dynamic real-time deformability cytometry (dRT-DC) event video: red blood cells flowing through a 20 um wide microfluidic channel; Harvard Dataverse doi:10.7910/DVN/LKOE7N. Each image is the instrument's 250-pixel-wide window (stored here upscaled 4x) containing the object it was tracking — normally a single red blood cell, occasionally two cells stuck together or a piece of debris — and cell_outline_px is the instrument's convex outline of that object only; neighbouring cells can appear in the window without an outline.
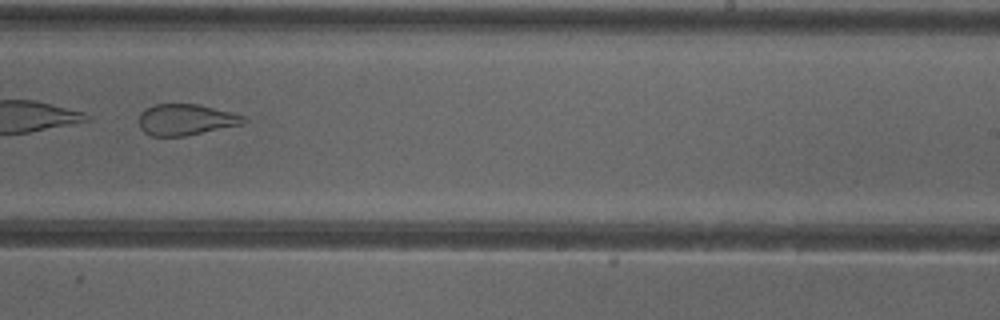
{"species": "common noctule bat (a hibernating species)", "species_latin": "Nyctalus noctula", "temperature_condition": "cold", "stored_images_in_passage": 35, "camera_frame_rate_fps": 3000, "um_per_image_px": 0.085, "animal": {"sex": "female"}, "frame": {"image": 1, "passage_image": 20, "time_ms": 6.333, "image_size_px": [1000, 320], "cell_outline_px": [[248, 120], [244, 124], [184, 136], [152, 136], [144, 132], [140, 128], [140, 112], [144, 108], [156, 104], [200, 104], [232, 112], [244, 116]], "centroid_in_image_um": [15.81, 10.16], "position_along_channel_um": 273.2, "area_um2": 19.13}, "authors_computed_cell_mechanics": {"area_um2": 21.7328, "velocity_mm_per_s": 3.9933, "shape_relaxation_time_tau1_ms": null, "shape_relaxation_time_tau2_ms": 1.6953, "deformation_change_tau1": null, "deformation_change_tau2": 0.1029}}